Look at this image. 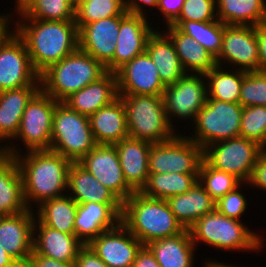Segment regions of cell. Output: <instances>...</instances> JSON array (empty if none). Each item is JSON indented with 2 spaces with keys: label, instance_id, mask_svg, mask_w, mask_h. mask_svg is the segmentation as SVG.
Masks as SVG:
<instances>
[{
  "label": "cell",
  "instance_id": "816d5d0a",
  "mask_svg": "<svg viewBox=\"0 0 266 267\" xmlns=\"http://www.w3.org/2000/svg\"><path fill=\"white\" fill-rule=\"evenodd\" d=\"M132 267H160V265L154 254L144 245L138 252Z\"/></svg>",
  "mask_w": 266,
  "mask_h": 267
},
{
  "label": "cell",
  "instance_id": "6f0895ef",
  "mask_svg": "<svg viewBox=\"0 0 266 267\" xmlns=\"http://www.w3.org/2000/svg\"><path fill=\"white\" fill-rule=\"evenodd\" d=\"M74 6V0H68Z\"/></svg>",
  "mask_w": 266,
  "mask_h": 267
},
{
  "label": "cell",
  "instance_id": "d6986e66",
  "mask_svg": "<svg viewBox=\"0 0 266 267\" xmlns=\"http://www.w3.org/2000/svg\"><path fill=\"white\" fill-rule=\"evenodd\" d=\"M34 210L0 216V246L21 266L25 267L33 251Z\"/></svg>",
  "mask_w": 266,
  "mask_h": 267
},
{
  "label": "cell",
  "instance_id": "8fae6325",
  "mask_svg": "<svg viewBox=\"0 0 266 267\" xmlns=\"http://www.w3.org/2000/svg\"><path fill=\"white\" fill-rule=\"evenodd\" d=\"M57 103L40 89L27 103L19 131L13 140L19 138L23 141L27 151L50 150L53 114Z\"/></svg>",
  "mask_w": 266,
  "mask_h": 267
},
{
  "label": "cell",
  "instance_id": "db71d44e",
  "mask_svg": "<svg viewBox=\"0 0 266 267\" xmlns=\"http://www.w3.org/2000/svg\"><path fill=\"white\" fill-rule=\"evenodd\" d=\"M0 267H21L3 248L0 246Z\"/></svg>",
  "mask_w": 266,
  "mask_h": 267
},
{
  "label": "cell",
  "instance_id": "30bf717a",
  "mask_svg": "<svg viewBox=\"0 0 266 267\" xmlns=\"http://www.w3.org/2000/svg\"><path fill=\"white\" fill-rule=\"evenodd\" d=\"M203 148L187 136L152 144L149 151V173H182L198 175Z\"/></svg>",
  "mask_w": 266,
  "mask_h": 267
},
{
  "label": "cell",
  "instance_id": "d590c367",
  "mask_svg": "<svg viewBox=\"0 0 266 267\" xmlns=\"http://www.w3.org/2000/svg\"><path fill=\"white\" fill-rule=\"evenodd\" d=\"M21 17L46 21H75V8L68 0H16Z\"/></svg>",
  "mask_w": 266,
  "mask_h": 267
},
{
  "label": "cell",
  "instance_id": "9c48e42d",
  "mask_svg": "<svg viewBox=\"0 0 266 267\" xmlns=\"http://www.w3.org/2000/svg\"><path fill=\"white\" fill-rule=\"evenodd\" d=\"M263 150L255 141L244 137L230 138L206 146L203 159L211 167L233 174L247 183Z\"/></svg>",
  "mask_w": 266,
  "mask_h": 267
},
{
  "label": "cell",
  "instance_id": "8992f818",
  "mask_svg": "<svg viewBox=\"0 0 266 267\" xmlns=\"http://www.w3.org/2000/svg\"><path fill=\"white\" fill-rule=\"evenodd\" d=\"M188 230L196 247L200 244L198 242L233 251L246 249L258 252L263 247L260 235L249 230L240 220L229 218L216 209L202 216Z\"/></svg>",
  "mask_w": 266,
  "mask_h": 267
},
{
  "label": "cell",
  "instance_id": "9a60e30c",
  "mask_svg": "<svg viewBox=\"0 0 266 267\" xmlns=\"http://www.w3.org/2000/svg\"><path fill=\"white\" fill-rule=\"evenodd\" d=\"M78 163L122 202L135 192L125 181L115 145L97 144Z\"/></svg>",
  "mask_w": 266,
  "mask_h": 267
},
{
  "label": "cell",
  "instance_id": "3957f363",
  "mask_svg": "<svg viewBox=\"0 0 266 267\" xmlns=\"http://www.w3.org/2000/svg\"><path fill=\"white\" fill-rule=\"evenodd\" d=\"M121 223L145 246L185 230L166 200L148 197L140 191L123 202Z\"/></svg>",
  "mask_w": 266,
  "mask_h": 267
},
{
  "label": "cell",
  "instance_id": "7402d4cb",
  "mask_svg": "<svg viewBox=\"0 0 266 267\" xmlns=\"http://www.w3.org/2000/svg\"><path fill=\"white\" fill-rule=\"evenodd\" d=\"M37 232V237H35ZM83 246L84 244L75 234L60 232L42 224L35 218L33 251L36 254L53 258L57 261L75 262L78 252Z\"/></svg>",
  "mask_w": 266,
  "mask_h": 267
},
{
  "label": "cell",
  "instance_id": "ba28073f",
  "mask_svg": "<svg viewBox=\"0 0 266 267\" xmlns=\"http://www.w3.org/2000/svg\"><path fill=\"white\" fill-rule=\"evenodd\" d=\"M242 114L240 103L207 99L193 121L195 134L187 137L203 149L219 141L240 137Z\"/></svg>",
  "mask_w": 266,
  "mask_h": 267
},
{
  "label": "cell",
  "instance_id": "11a10c76",
  "mask_svg": "<svg viewBox=\"0 0 266 267\" xmlns=\"http://www.w3.org/2000/svg\"><path fill=\"white\" fill-rule=\"evenodd\" d=\"M205 262V265H203L204 267H241V266H235V265H228V264H225V263H219L218 261H204ZM246 267V266H245Z\"/></svg>",
  "mask_w": 266,
  "mask_h": 267
},
{
  "label": "cell",
  "instance_id": "277c9868",
  "mask_svg": "<svg viewBox=\"0 0 266 267\" xmlns=\"http://www.w3.org/2000/svg\"><path fill=\"white\" fill-rule=\"evenodd\" d=\"M106 73L101 62L78 48L39 75L40 89L54 100L63 102Z\"/></svg>",
  "mask_w": 266,
  "mask_h": 267
},
{
  "label": "cell",
  "instance_id": "8d00e7d4",
  "mask_svg": "<svg viewBox=\"0 0 266 267\" xmlns=\"http://www.w3.org/2000/svg\"><path fill=\"white\" fill-rule=\"evenodd\" d=\"M198 182V175L182 173H149L147 184L140 191L151 198L167 200L186 193Z\"/></svg>",
  "mask_w": 266,
  "mask_h": 267
},
{
  "label": "cell",
  "instance_id": "f35d334b",
  "mask_svg": "<svg viewBox=\"0 0 266 267\" xmlns=\"http://www.w3.org/2000/svg\"><path fill=\"white\" fill-rule=\"evenodd\" d=\"M198 182L215 202L244 184L233 174L211 167L204 159L199 168Z\"/></svg>",
  "mask_w": 266,
  "mask_h": 267
},
{
  "label": "cell",
  "instance_id": "bcb514c9",
  "mask_svg": "<svg viewBox=\"0 0 266 267\" xmlns=\"http://www.w3.org/2000/svg\"><path fill=\"white\" fill-rule=\"evenodd\" d=\"M184 2L185 0H159L157 10L166 19L165 25H171L179 17Z\"/></svg>",
  "mask_w": 266,
  "mask_h": 267
},
{
  "label": "cell",
  "instance_id": "f907efd6",
  "mask_svg": "<svg viewBox=\"0 0 266 267\" xmlns=\"http://www.w3.org/2000/svg\"><path fill=\"white\" fill-rule=\"evenodd\" d=\"M158 2L159 0H124V5L128 14L147 17L143 4H145V6L157 7Z\"/></svg>",
  "mask_w": 266,
  "mask_h": 267
},
{
  "label": "cell",
  "instance_id": "cb8c5ba5",
  "mask_svg": "<svg viewBox=\"0 0 266 267\" xmlns=\"http://www.w3.org/2000/svg\"><path fill=\"white\" fill-rule=\"evenodd\" d=\"M118 97L116 74L107 72L97 81L71 94L63 103L70 109L90 117L102 107L111 104Z\"/></svg>",
  "mask_w": 266,
  "mask_h": 267
},
{
  "label": "cell",
  "instance_id": "44dd1931",
  "mask_svg": "<svg viewBox=\"0 0 266 267\" xmlns=\"http://www.w3.org/2000/svg\"><path fill=\"white\" fill-rule=\"evenodd\" d=\"M148 17L127 14L120 21L116 50L113 56V73L137 55L146 51L149 36L154 32Z\"/></svg>",
  "mask_w": 266,
  "mask_h": 267
},
{
  "label": "cell",
  "instance_id": "484cf974",
  "mask_svg": "<svg viewBox=\"0 0 266 267\" xmlns=\"http://www.w3.org/2000/svg\"><path fill=\"white\" fill-rule=\"evenodd\" d=\"M89 120L97 144L114 145L129 137L126 109L120 97L92 114Z\"/></svg>",
  "mask_w": 266,
  "mask_h": 267
},
{
  "label": "cell",
  "instance_id": "4316f807",
  "mask_svg": "<svg viewBox=\"0 0 266 267\" xmlns=\"http://www.w3.org/2000/svg\"><path fill=\"white\" fill-rule=\"evenodd\" d=\"M146 52L156 65L165 86L175 83L186 74L174 44L165 32L154 29L148 38Z\"/></svg>",
  "mask_w": 266,
  "mask_h": 267
},
{
  "label": "cell",
  "instance_id": "836d02e7",
  "mask_svg": "<svg viewBox=\"0 0 266 267\" xmlns=\"http://www.w3.org/2000/svg\"><path fill=\"white\" fill-rule=\"evenodd\" d=\"M37 219L63 233L75 234L77 203L69 196L53 198L38 205Z\"/></svg>",
  "mask_w": 266,
  "mask_h": 267
},
{
  "label": "cell",
  "instance_id": "e0dca14e",
  "mask_svg": "<svg viewBox=\"0 0 266 267\" xmlns=\"http://www.w3.org/2000/svg\"><path fill=\"white\" fill-rule=\"evenodd\" d=\"M115 74L118 94L163 96L166 88L146 51L124 64Z\"/></svg>",
  "mask_w": 266,
  "mask_h": 267
},
{
  "label": "cell",
  "instance_id": "681fc988",
  "mask_svg": "<svg viewBox=\"0 0 266 267\" xmlns=\"http://www.w3.org/2000/svg\"><path fill=\"white\" fill-rule=\"evenodd\" d=\"M256 39L259 51V72L266 73V23L256 26Z\"/></svg>",
  "mask_w": 266,
  "mask_h": 267
},
{
  "label": "cell",
  "instance_id": "74e56055",
  "mask_svg": "<svg viewBox=\"0 0 266 267\" xmlns=\"http://www.w3.org/2000/svg\"><path fill=\"white\" fill-rule=\"evenodd\" d=\"M171 25L192 37L215 59L219 56L223 42V23L219 19L212 22L174 21Z\"/></svg>",
  "mask_w": 266,
  "mask_h": 267
},
{
  "label": "cell",
  "instance_id": "ab89813d",
  "mask_svg": "<svg viewBox=\"0 0 266 267\" xmlns=\"http://www.w3.org/2000/svg\"><path fill=\"white\" fill-rule=\"evenodd\" d=\"M127 14L124 0H88L75 8V23L79 30L91 22Z\"/></svg>",
  "mask_w": 266,
  "mask_h": 267
},
{
  "label": "cell",
  "instance_id": "f6af8a7d",
  "mask_svg": "<svg viewBox=\"0 0 266 267\" xmlns=\"http://www.w3.org/2000/svg\"><path fill=\"white\" fill-rule=\"evenodd\" d=\"M251 186H256L260 190H266V150L264 149L253 167L251 176L247 182Z\"/></svg>",
  "mask_w": 266,
  "mask_h": 267
},
{
  "label": "cell",
  "instance_id": "f1b7e54d",
  "mask_svg": "<svg viewBox=\"0 0 266 267\" xmlns=\"http://www.w3.org/2000/svg\"><path fill=\"white\" fill-rule=\"evenodd\" d=\"M67 190L77 203H123L112 191L100 183L78 162H72L68 169Z\"/></svg>",
  "mask_w": 266,
  "mask_h": 267
},
{
  "label": "cell",
  "instance_id": "4dcf8cb0",
  "mask_svg": "<svg viewBox=\"0 0 266 267\" xmlns=\"http://www.w3.org/2000/svg\"><path fill=\"white\" fill-rule=\"evenodd\" d=\"M169 207L185 229L190 228L198 219L215 210V201L197 182L184 194L169 197Z\"/></svg>",
  "mask_w": 266,
  "mask_h": 267
},
{
  "label": "cell",
  "instance_id": "7a4b0ae2",
  "mask_svg": "<svg viewBox=\"0 0 266 267\" xmlns=\"http://www.w3.org/2000/svg\"><path fill=\"white\" fill-rule=\"evenodd\" d=\"M21 18L14 23V31L24 41L32 66L39 75L79 48L75 21Z\"/></svg>",
  "mask_w": 266,
  "mask_h": 267
},
{
  "label": "cell",
  "instance_id": "f5cc1de1",
  "mask_svg": "<svg viewBox=\"0 0 266 267\" xmlns=\"http://www.w3.org/2000/svg\"><path fill=\"white\" fill-rule=\"evenodd\" d=\"M9 17V18H8ZM10 16L7 14H4L3 16L0 15V45L3 43V41L11 34L8 27L10 24Z\"/></svg>",
  "mask_w": 266,
  "mask_h": 267
},
{
  "label": "cell",
  "instance_id": "52a82bcc",
  "mask_svg": "<svg viewBox=\"0 0 266 267\" xmlns=\"http://www.w3.org/2000/svg\"><path fill=\"white\" fill-rule=\"evenodd\" d=\"M96 145L89 117L58 102L53 114L50 150L71 162H79Z\"/></svg>",
  "mask_w": 266,
  "mask_h": 267
},
{
  "label": "cell",
  "instance_id": "d4e9b609",
  "mask_svg": "<svg viewBox=\"0 0 266 267\" xmlns=\"http://www.w3.org/2000/svg\"><path fill=\"white\" fill-rule=\"evenodd\" d=\"M28 209L16 159L0 150V216L16 215Z\"/></svg>",
  "mask_w": 266,
  "mask_h": 267
},
{
  "label": "cell",
  "instance_id": "5b68a950",
  "mask_svg": "<svg viewBox=\"0 0 266 267\" xmlns=\"http://www.w3.org/2000/svg\"><path fill=\"white\" fill-rule=\"evenodd\" d=\"M118 95L126 109L127 130L130 138L156 144L171 140L177 135L169 123L163 96Z\"/></svg>",
  "mask_w": 266,
  "mask_h": 267
},
{
  "label": "cell",
  "instance_id": "83f0119b",
  "mask_svg": "<svg viewBox=\"0 0 266 267\" xmlns=\"http://www.w3.org/2000/svg\"><path fill=\"white\" fill-rule=\"evenodd\" d=\"M39 90L40 86H24L0 92V143L15 138L27 103Z\"/></svg>",
  "mask_w": 266,
  "mask_h": 267
},
{
  "label": "cell",
  "instance_id": "f546056e",
  "mask_svg": "<svg viewBox=\"0 0 266 267\" xmlns=\"http://www.w3.org/2000/svg\"><path fill=\"white\" fill-rule=\"evenodd\" d=\"M146 246L154 254L160 267L194 266L196 248L188 229L178 235L150 242Z\"/></svg>",
  "mask_w": 266,
  "mask_h": 267
},
{
  "label": "cell",
  "instance_id": "b9f144b4",
  "mask_svg": "<svg viewBox=\"0 0 266 267\" xmlns=\"http://www.w3.org/2000/svg\"><path fill=\"white\" fill-rule=\"evenodd\" d=\"M239 103L242 107L266 106V73L252 71L245 74Z\"/></svg>",
  "mask_w": 266,
  "mask_h": 267
},
{
  "label": "cell",
  "instance_id": "ac0fdd59",
  "mask_svg": "<svg viewBox=\"0 0 266 267\" xmlns=\"http://www.w3.org/2000/svg\"><path fill=\"white\" fill-rule=\"evenodd\" d=\"M88 246L108 267H132L144 245L120 223L97 236Z\"/></svg>",
  "mask_w": 266,
  "mask_h": 267
},
{
  "label": "cell",
  "instance_id": "603a6c76",
  "mask_svg": "<svg viewBox=\"0 0 266 267\" xmlns=\"http://www.w3.org/2000/svg\"><path fill=\"white\" fill-rule=\"evenodd\" d=\"M120 159L125 181L136 192L141 191L149 177L151 143L127 137L114 144Z\"/></svg>",
  "mask_w": 266,
  "mask_h": 267
},
{
  "label": "cell",
  "instance_id": "ee69618b",
  "mask_svg": "<svg viewBox=\"0 0 266 267\" xmlns=\"http://www.w3.org/2000/svg\"><path fill=\"white\" fill-rule=\"evenodd\" d=\"M241 186L242 184L235 190L228 192L225 196L216 201L215 209L219 213L229 218L236 220L240 219L248 205L246 202V197H244L240 190Z\"/></svg>",
  "mask_w": 266,
  "mask_h": 267
},
{
  "label": "cell",
  "instance_id": "6da1fadb",
  "mask_svg": "<svg viewBox=\"0 0 266 267\" xmlns=\"http://www.w3.org/2000/svg\"><path fill=\"white\" fill-rule=\"evenodd\" d=\"M8 144L2 145V150L16 159L22 176L25 202L30 210L33 201L41 205L47 200L66 195L64 190L67 193L68 169L72 163L69 159L52 150L27 151L22 156L20 150Z\"/></svg>",
  "mask_w": 266,
  "mask_h": 267
},
{
  "label": "cell",
  "instance_id": "d6a6232c",
  "mask_svg": "<svg viewBox=\"0 0 266 267\" xmlns=\"http://www.w3.org/2000/svg\"><path fill=\"white\" fill-rule=\"evenodd\" d=\"M217 18L225 25L266 23V0H216Z\"/></svg>",
  "mask_w": 266,
  "mask_h": 267
},
{
  "label": "cell",
  "instance_id": "e575fe53",
  "mask_svg": "<svg viewBox=\"0 0 266 267\" xmlns=\"http://www.w3.org/2000/svg\"><path fill=\"white\" fill-rule=\"evenodd\" d=\"M223 66L216 65L205 74L207 80V99H217L224 102L239 103L240 89L246 71L236 69L222 70ZM232 71V72H231Z\"/></svg>",
  "mask_w": 266,
  "mask_h": 267
},
{
  "label": "cell",
  "instance_id": "ffe728a7",
  "mask_svg": "<svg viewBox=\"0 0 266 267\" xmlns=\"http://www.w3.org/2000/svg\"><path fill=\"white\" fill-rule=\"evenodd\" d=\"M123 203H83L77 204L75 235L88 245L105 231L116 228L121 223Z\"/></svg>",
  "mask_w": 266,
  "mask_h": 267
},
{
  "label": "cell",
  "instance_id": "2e32d148",
  "mask_svg": "<svg viewBox=\"0 0 266 267\" xmlns=\"http://www.w3.org/2000/svg\"><path fill=\"white\" fill-rule=\"evenodd\" d=\"M125 16H113L82 26L78 30L79 49L101 62L107 72H113V56L119 35L120 21Z\"/></svg>",
  "mask_w": 266,
  "mask_h": 267
},
{
  "label": "cell",
  "instance_id": "7c38bea8",
  "mask_svg": "<svg viewBox=\"0 0 266 267\" xmlns=\"http://www.w3.org/2000/svg\"><path fill=\"white\" fill-rule=\"evenodd\" d=\"M204 78L203 74L186 73L175 83L166 86L163 92L164 106L173 128L174 117L186 121L193 118L192 121H195L197 113L207 102V83Z\"/></svg>",
  "mask_w": 266,
  "mask_h": 267
},
{
  "label": "cell",
  "instance_id": "7bdbcfd3",
  "mask_svg": "<svg viewBox=\"0 0 266 267\" xmlns=\"http://www.w3.org/2000/svg\"><path fill=\"white\" fill-rule=\"evenodd\" d=\"M216 0H185L175 21L212 22L217 20Z\"/></svg>",
  "mask_w": 266,
  "mask_h": 267
},
{
  "label": "cell",
  "instance_id": "1f68e13d",
  "mask_svg": "<svg viewBox=\"0 0 266 267\" xmlns=\"http://www.w3.org/2000/svg\"><path fill=\"white\" fill-rule=\"evenodd\" d=\"M165 32L174 44L176 53L186 73L205 75L217 64L215 58L192 37L169 25ZM190 71V72H189ZM192 71V72H191Z\"/></svg>",
  "mask_w": 266,
  "mask_h": 267
},
{
  "label": "cell",
  "instance_id": "7dc6e473",
  "mask_svg": "<svg viewBox=\"0 0 266 267\" xmlns=\"http://www.w3.org/2000/svg\"><path fill=\"white\" fill-rule=\"evenodd\" d=\"M75 263L76 267H108L88 245L80 249Z\"/></svg>",
  "mask_w": 266,
  "mask_h": 267
},
{
  "label": "cell",
  "instance_id": "60d3db41",
  "mask_svg": "<svg viewBox=\"0 0 266 267\" xmlns=\"http://www.w3.org/2000/svg\"><path fill=\"white\" fill-rule=\"evenodd\" d=\"M240 137L255 141L266 150V106L243 107Z\"/></svg>",
  "mask_w": 266,
  "mask_h": 267
},
{
  "label": "cell",
  "instance_id": "9f6ffc18",
  "mask_svg": "<svg viewBox=\"0 0 266 267\" xmlns=\"http://www.w3.org/2000/svg\"><path fill=\"white\" fill-rule=\"evenodd\" d=\"M88 0H74V8H76L79 4H82L83 2H86Z\"/></svg>",
  "mask_w": 266,
  "mask_h": 267
},
{
  "label": "cell",
  "instance_id": "c3c4849f",
  "mask_svg": "<svg viewBox=\"0 0 266 267\" xmlns=\"http://www.w3.org/2000/svg\"><path fill=\"white\" fill-rule=\"evenodd\" d=\"M25 267H76V263L57 261L32 251Z\"/></svg>",
  "mask_w": 266,
  "mask_h": 267
},
{
  "label": "cell",
  "instance_id": "4fadbf2b",
  "mask_svg": "<svg viewBox=\"0 0 266 267\" xmlns=\"http://www.w3.org/2000/svg\"><path fill=\"white\" fill-rule=\"evenodd\" d=\"M13 32L0 45V92L40 86L39 74L32 66L26 45Z\"/></svg>",
  "mask_w": 266,
  "mask_h": 267
},
{
  "label": "cell",
  "instance_id": "5bb4252c",
  "mask_svg": "<svg viewBox=\"0 0 266 267\" xmlns=\"http://www.w3.org/2000/svg\"><path fill=\"white\" fill-rule=\"evenodd\" d=\"M215 60L220 66L227 62V64L231 63L234 68L239 65L238 69L246 72L259 71L256 26L223 23L222 49Z\"/></svg>",
  "mask_w": 266,
  "mask_h": 267
}]
</instances>
